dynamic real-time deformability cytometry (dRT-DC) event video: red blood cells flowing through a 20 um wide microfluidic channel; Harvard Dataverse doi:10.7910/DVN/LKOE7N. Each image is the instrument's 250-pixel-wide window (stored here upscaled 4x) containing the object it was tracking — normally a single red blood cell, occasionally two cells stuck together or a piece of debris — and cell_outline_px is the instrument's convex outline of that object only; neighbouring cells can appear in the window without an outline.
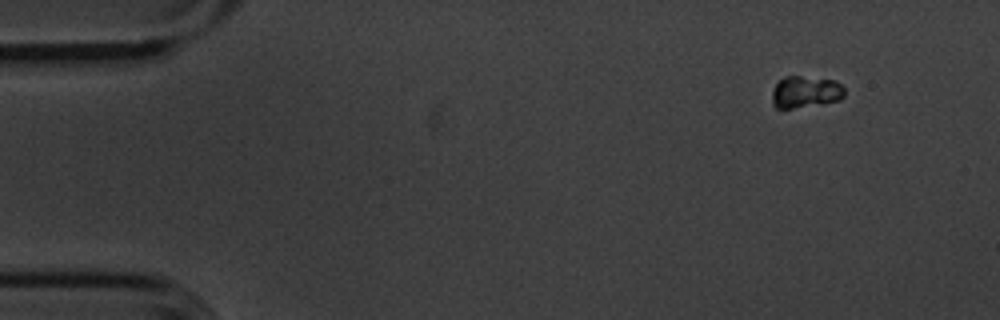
{"species": "common noctule bat (a hibernating species)", "species_latin": "Nyctalus noctula", "temperature_condition": "cold", "stored_images_in_passage": 52, "camera_frame_rate_fps": 3000, "um_per_image_px": 0.085, "animal": {"sex": "male", "body_mass_g": 20.1, "forearm_length_mm": 53.5}, "frame": {"image": 1, "passage_image": 1, "time_ms": 0.0, "image_size_px": [1000, 320], "cell_outline_px": [[844, 96], [840, 100], [820, 104], [792, 108], [776, 108], [772, 104], [772, 92], [776, 84], [784, 76], [800, 76], [836, 80], [844, 88]], "centroid_in_image_um": [68.47, 7.81], "position_along_channel_um": 16.5, "area_um2": 13.47}}
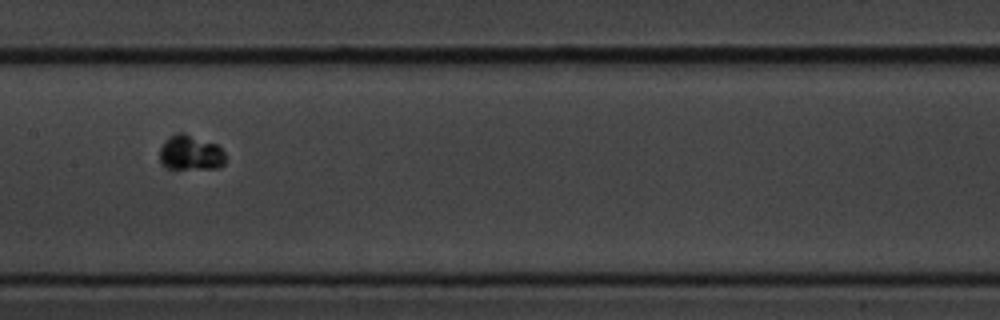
{"frame": {"image": 2, "passage_image": 24, "time_ms": 7.667, "image_size_px": [1000, 320], "cell_outline_px": [[224, 164], [220, 168], [168, 168], [160, 164], [160, 148], [164, 140], [176, 132], [184, 132], [216, 144], [224, 152]], "centroid_in_image_um": [16.17, 12.97], "position_along_channel_um": 191.2, "area_um2": 13.47}}
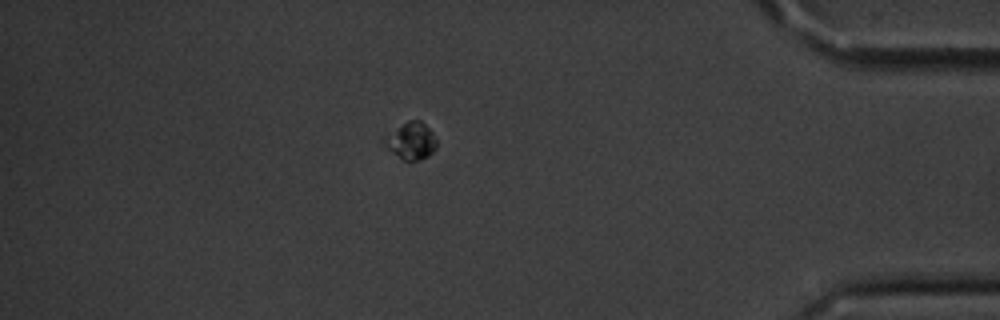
{"frame": {"image": 3, "passage_image": 45, "time_ms": 14.667, "image_size_px": [1000, 320], "cell_outline_px": [[436, 148], [428, 156], [416, 160], [404, 160], [388, 148], [384, 140], [384, 136], [408, 120], [420, 120], [432, 132], [436, 140]], "centroid_in_image_um": [34.96, 11.96], "position_along_channel_um": 400.2, "area_um2": 10.87}, "authors_computed_cell_mechanics": {"area_um2": 13.2362, "velocity_mm_per_s": 3.5196, "shape_relaxation_time_tau1_ms": null, "shape_relaxation_time_tau2_ms": 3.1701, "deformation_change_tau1": null, "deformation_change_tau2": null}}